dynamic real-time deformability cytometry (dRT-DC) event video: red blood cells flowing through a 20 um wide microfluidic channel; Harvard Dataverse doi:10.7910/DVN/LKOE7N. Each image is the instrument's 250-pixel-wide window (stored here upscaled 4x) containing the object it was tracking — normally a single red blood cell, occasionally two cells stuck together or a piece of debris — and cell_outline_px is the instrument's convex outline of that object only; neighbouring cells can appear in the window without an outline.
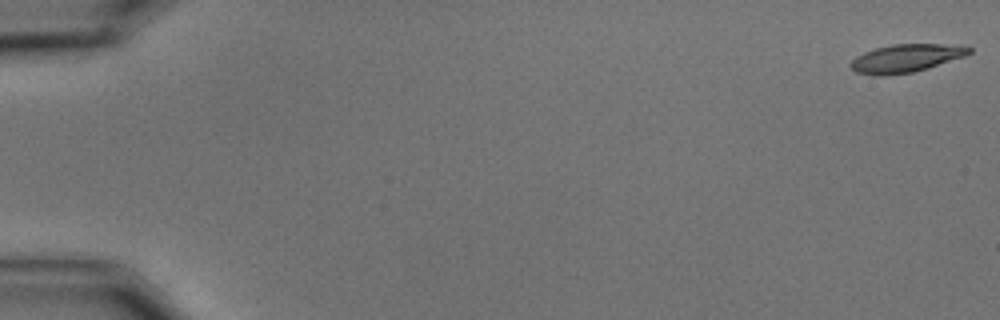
{"species": "common noctule bat (a hibernating species)", "species_latin": "Nyctalus noctula", "temperature_condition": "cold", "stored_images_in_passage": 9, "camera_frame_rate_fps": 3000, "um_per_image_px": 0.085, "animal": {"sex": "male", "body_mass_g": 15.6}, "frame": {"image": 1, "passage_image": 1, "time_ms": 0.0, "image_size_px": [1000, 320], "cell_outline_px": [[972, 52], [964, 56], [928, 68], [912, 72], [884, 76], [876, 76], [856, 72], [848, 64], [856, 56], [864, 52], [876, 48], [892, 44], [940, 44], [972, 48]], "centroid_in_image_um": [76.95, 4.96], "position_along_channel_um": 8.1, "area_um2": 19.19}}